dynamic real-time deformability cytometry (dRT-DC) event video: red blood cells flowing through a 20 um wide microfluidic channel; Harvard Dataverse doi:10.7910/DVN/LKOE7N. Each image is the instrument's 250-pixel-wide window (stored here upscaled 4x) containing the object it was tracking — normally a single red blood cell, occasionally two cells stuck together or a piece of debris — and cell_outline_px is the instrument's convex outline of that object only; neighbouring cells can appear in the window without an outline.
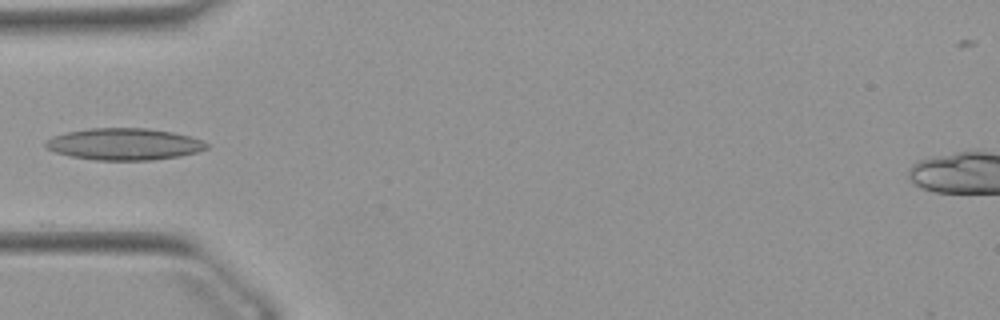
{"species": "Egyptian fruit bat (a non-hibernating species)", "species_latin": "Rousettus aegyptiacus", "temperature_condition": "warm", "stored_images_in_passage": 22, "camera_frame_rate_fps": 3000, "um_per_image_px": 0.085, "animal": {"sex": "female"}, "frame": {"image": 1, "passage_image": 1, "time_ms": 0.0, "image_size_px": [1000, 320], "cell_outline_px": [[208, 148], [196, 152], [180, 156], [152, 160], [96, 160], [68, 156], [56, 152], [48, 148], [44, 144], [44, 140], [52, 136], [64, 132], [88, 128], [148, 128], [172, 132], [188, 136], [200, 140], [208, 144]], "centroid_in_image_um": [10.5, 12.25], "position_along_channel_um": 74.5, "area_um2": 29.88}}
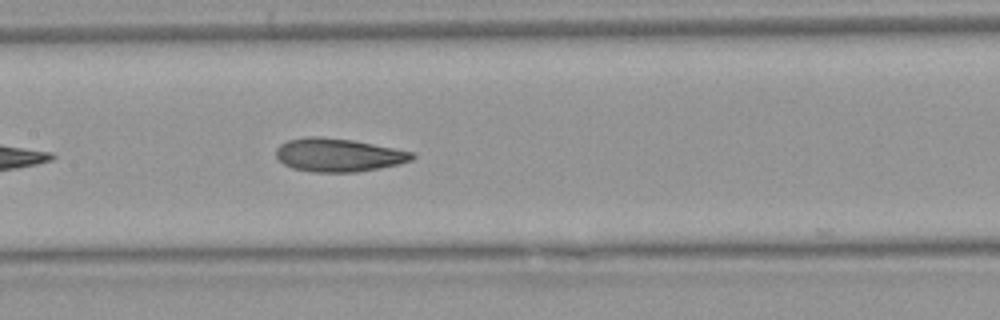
{"frame": {"image": 2, "passage_image": 9, "time_ms": 2.667, "image_size_px": [1000, 320], "cell_outline_px": [[416, 156], [412, 160], [400, 164], [380, 168], [356, 172], [312, 172], [292, 168], [284, 164], [276, 156], [276, 148], [280, 144], [288, 140], [308, 136], [320, 136], [352, 140], [412, 152]], "centroid_in_image_um": [28.74, 13.18], "position_along_channel_um": 178.7, "area_um2": 26.36}}
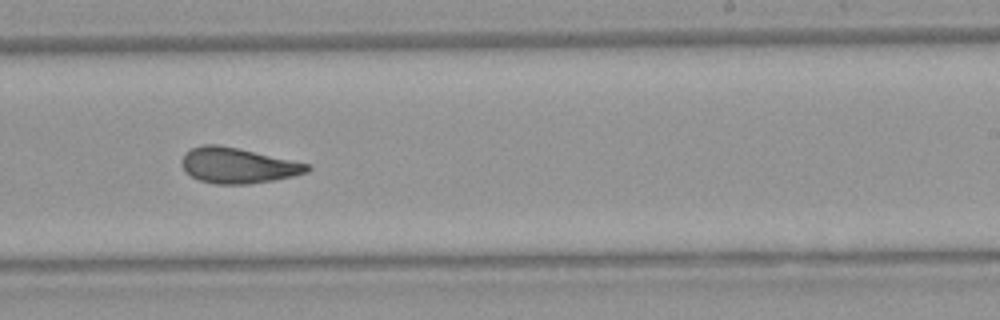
{"frame": {"image": 3, "passage_image": 16, "time_ms": 5.0, "image_size_px": [1000, 320], "cell_outline_px": [[312, 168], [308, 172], [292, 176], [272, 180], [248, 184], [216, 184], [200, 180], [192, 176], [180, 164], [180, 160], [184, 152], [192, 148], [204, 144], [216, 144], [236, 148], [312, 164]], "centroid_in_image_um": [20.22, 14.06], "position_along_channel_um": 268.8, "area_um2": 25.84}}